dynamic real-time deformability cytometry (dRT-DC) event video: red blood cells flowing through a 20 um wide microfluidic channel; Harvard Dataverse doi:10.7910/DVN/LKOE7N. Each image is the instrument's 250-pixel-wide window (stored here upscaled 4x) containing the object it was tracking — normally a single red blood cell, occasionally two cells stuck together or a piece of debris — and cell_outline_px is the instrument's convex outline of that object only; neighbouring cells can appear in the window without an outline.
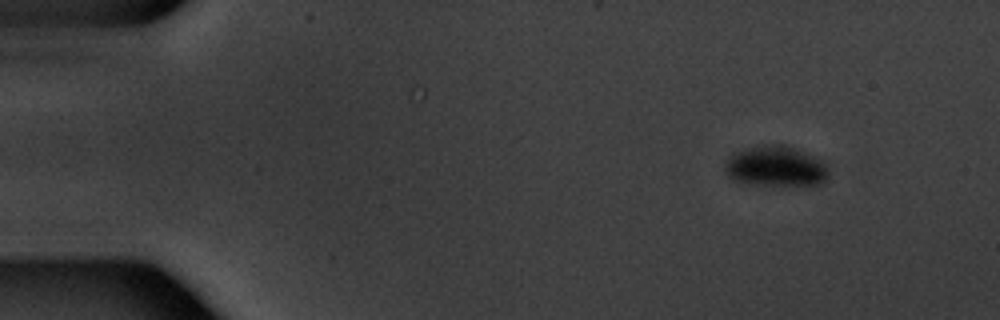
{"species": "common noctule bat (a hibernating species)", "species_latin": "Nyctalus noctula", "temperature_condition": "warm", "stored_images_in_passage": 54, "camera_frame_rate_fps": 3000, "um_per_image_px": 0.085, "animal": {"sex": "male", "body_mass_g": 20.1, "forearm_length_mm": 53.5}, "frame": {"image": 1, "passage_image": 6, "time_ms": 1.667, "image_size_px": [1000, 320], "cell_outline_px": [[828, 176], [820, 184], [756, 184], [732, 180], [724, 172], [724, 164], [728, 156], [736, 152], [748, 148], [768, 144], [784, 144], [804, 152], [828, 164]], "centroid_in_image_um": [65.9, 14.12], "position_along_channel_um": 19.1, "area_um2": 24.16}}
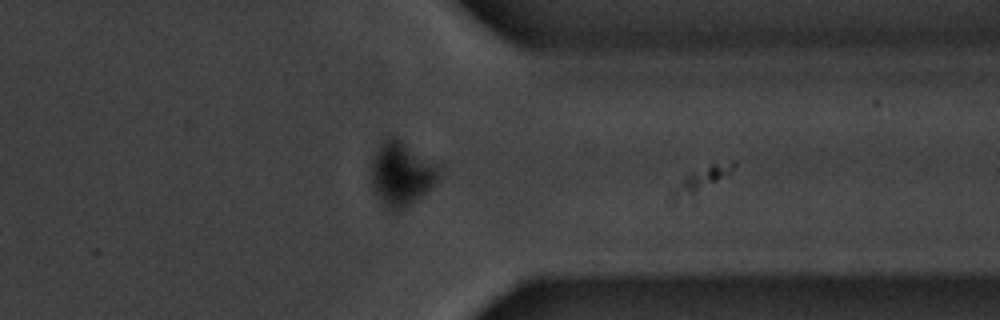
{"frame": {"image": 2, "passage_image": 43, "time_ms": 14.0, "image_size_px": [1000, 320], "cell_outline_px": [[440, 176], [436, 184], [432, 188], [396, 212], [388, 212], [384, 208], [376, 192], [372, 180], [372, 160], [380, 144], [388, 136], [396, 136], [436, 164], [440, 168]], "centroid_in_image_um": [34.13, 14.78], "position_along_channel_um": 377.3, "area_um2": 24.97}}
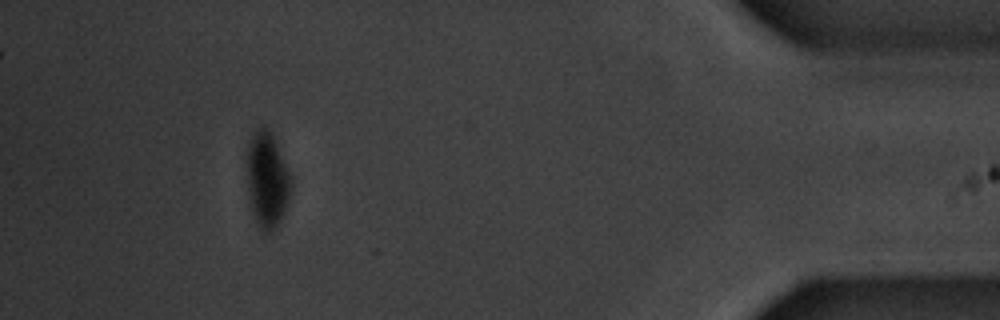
{"frame": {"image": 3, "passage_image": 50, "time_ms": 16.333, "image_size_px": [1000, 320], "cell_outline_px": [[292, 188], [284, 212], [280, 220], [272, 232], [260, 232], [256, 224], [252, 212], [248, 196], [248, 144], [256, 128], [260, 124], [264, 124], [272, 132], [292, 180]], "centroid_in_image_um": [22.71, 15.29], "position_along_channel_um": 412.5, "area_um2": 24.74}, "authors_computed_cell_mechanics": {"area_um2": 26.2123, "velocity_mm_per_s": 3.7556, "shape_relaxation_time_tau1_ms": 3.6454, "shape_relaxation_time_tau2_ms": null, "deformation_change_tau1": 0.1007, "deformation_change_tau2": null}}